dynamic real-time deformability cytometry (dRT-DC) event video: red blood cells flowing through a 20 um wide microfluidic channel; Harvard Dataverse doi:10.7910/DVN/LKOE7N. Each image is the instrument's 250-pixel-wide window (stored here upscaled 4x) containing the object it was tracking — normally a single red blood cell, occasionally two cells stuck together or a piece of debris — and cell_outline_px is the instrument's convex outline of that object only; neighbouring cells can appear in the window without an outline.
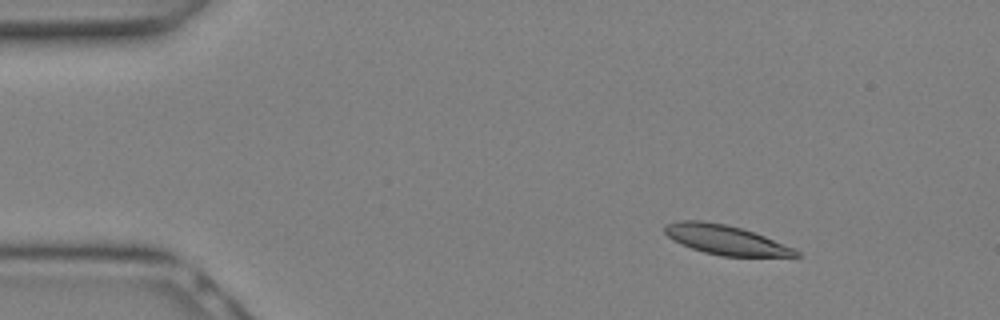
{"species": "Egyptian fruit bat (a non-hibernating species)", "species_latin": "Rousettus aegyptiacus", "temperature_condition": "warm", "stored_images_in_passage": 11, "camera_frame_rate_fps": 3000, "um_per_image_px": 0.085, "animal": {"sex": "female"}, "frame": {"image": 1, "passage_image": 3, "time_ms": 0.667, "image_size_px": [1000, 320], "cell_outline_px": [[800, 256], [720, 256], [704, 252], [692, 248], [672, 240], [664, 232], [664, 228], [668, 224], [680, 220], [700, 220], [724, 224], [740, 228], [764, 236], [796, 248], [800, 252]], "centroid_in_image_um": [61.69, 20.39], "position_along_channel_um": 23.3, "area_um2": 22.31}}
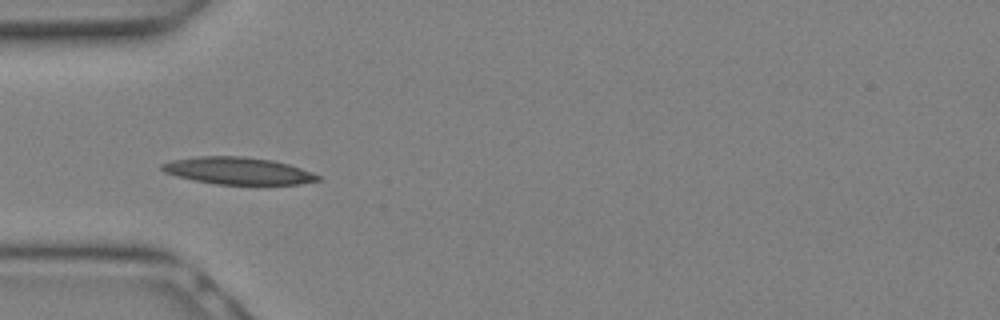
{"frame": {"image": 2, "passage_image": 8, "time_ms": 2.333, "image_size_px": [1000, 320], "cell_outline_px": [[320, 180], [300, 184], [216, 184], [176, 176], [164, 172], [160, 168], [160, 164], [172, 160], [196, 156], [240, 156], [272, 160], [288, 164], [312, 172], [320, 176]], "centroid_in_image_um": [20.21, 14.51], "position_along_channel_um": 64.8, "area_um2": 24.51}}
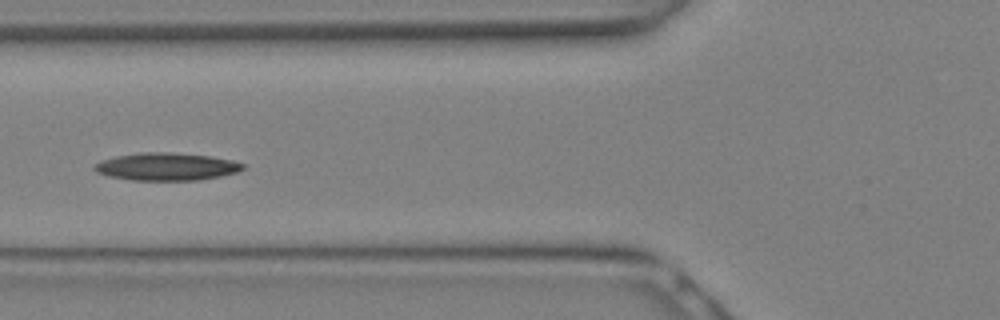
{"frame": {"image": 3, "passage_image": 10, "time_ms": 3.0, "image_size_px": [1000, 320], "cell_outline_px": [[244, 168], [236, 172], [220, 176], [200, 180], [132, 180], [108, 176], [96, 172], [92, 168], [100, 160], [116, 156], [140, 152], [168, 152], [208, 156], [232, 160], [244, 164]], "centroid_in_image_um": [14.11, 14.16], "position_along_channel_um": 111.7, "area_um2": 23.81}}